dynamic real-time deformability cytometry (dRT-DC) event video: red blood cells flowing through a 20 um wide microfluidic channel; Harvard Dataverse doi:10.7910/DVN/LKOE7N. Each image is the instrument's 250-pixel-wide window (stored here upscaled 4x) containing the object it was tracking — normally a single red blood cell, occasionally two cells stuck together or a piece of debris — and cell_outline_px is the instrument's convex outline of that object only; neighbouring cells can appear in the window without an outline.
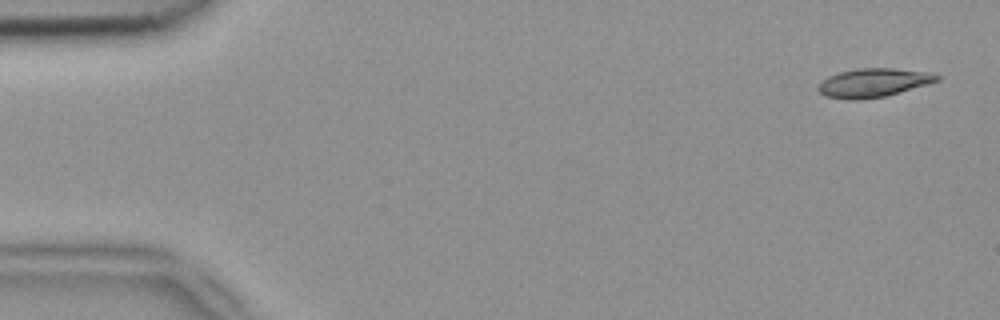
{"species": "common noctule bat (a hibernating species)", "species_latin": "Nyctalus noctula", "temperature_condition": "room temperature", "stored_images_in_passage": 5, "camera_frame_rate_fps": 3000, "um_per_image_px": 0.085, "animal": {"sex": "female", "body_mass_g": 18.4}, "frame": {"image": 1, "passage_image": 1, "time_ms": 0.0, "image_size_px": [1000, 320], "cell_outline_px": [[940, 80], [900, 92], [884, 96], [856, 100], [848, 100], [824, 96], [816, 88], [828, 76], [840, 72], [856, 68], [892, 68], [924, 72], [940, 76]], "centroid_in_image_um": [74.19, 7.04], "position_along_channel_um": 10.8, "area_um2": 19.59}}
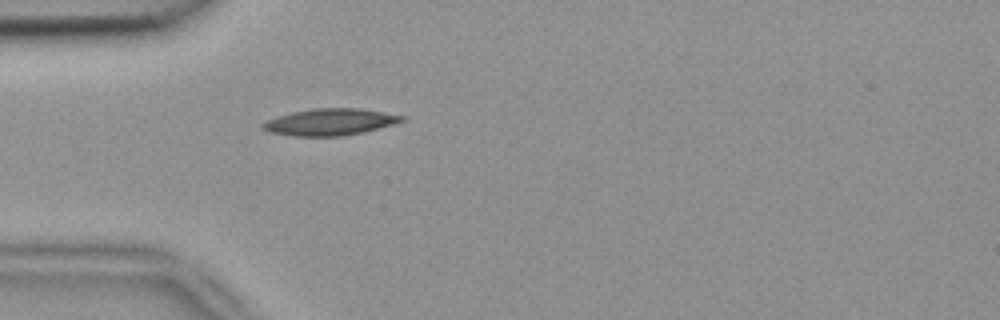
{"frame": {"image": 2, "passage_image": 5, "time_ms": 1.333, "image_size_px": [1000, 320], "cell_outline_px": [[404, 120], [392, 124], [364, 132], [344, 136], [292, 136], [268, 132], [260, 124], [264, 120], [276, 116], [292, 112], [312, 108], [360, 108], [404, 116]], "centroid_in_image_um": [27.98, 10.37], "position_along_channel_um": 57.0, "area_um2": 21.68}}